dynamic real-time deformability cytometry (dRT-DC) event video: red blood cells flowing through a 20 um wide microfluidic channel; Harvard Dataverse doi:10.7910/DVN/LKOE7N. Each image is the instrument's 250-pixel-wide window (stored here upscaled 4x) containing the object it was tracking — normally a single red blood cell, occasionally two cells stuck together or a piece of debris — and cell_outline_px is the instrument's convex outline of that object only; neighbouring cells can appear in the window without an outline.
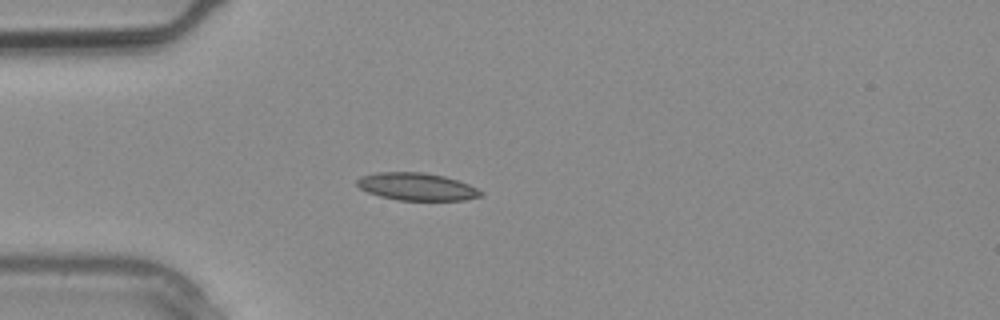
{"species": "common noctule bat (a hibernating species)", "species_latin": "Nyctalus noctula", "temperature_condition": "warm", "stored_images_in_passage": 3, "camera_frame_rate_fps": 3000, "um_per_image_px": 0.085, "animal": {"sex": "male", "body_mass_g": 20.4}, "frame": {"image": 1, "passage_image": 3, "time_ms": 0.667, "image_size_px": [1000, 320], "cell_outline_px": [[484, 196], [464, 200], [400, 200], [380, 196], [368, 192], [360, 188], [356, 184], [356, 180], [360, 176], [376, 172], [424, 172], [444, 176], [468, 184], [484, 192]], "centroid_in_image_um": [35.43, 15.86], "position_along_channel_um": 49.6, "area_um2": 19.88}}